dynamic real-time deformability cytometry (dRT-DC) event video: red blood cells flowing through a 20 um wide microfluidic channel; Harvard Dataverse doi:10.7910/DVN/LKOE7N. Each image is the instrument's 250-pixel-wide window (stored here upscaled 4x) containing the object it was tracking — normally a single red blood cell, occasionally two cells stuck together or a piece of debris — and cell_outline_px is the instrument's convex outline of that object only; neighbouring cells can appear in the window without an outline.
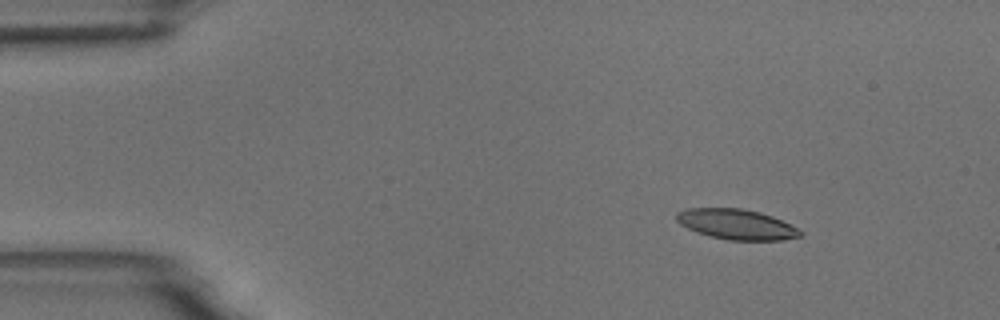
{"species": "common noctule bat (a hibernating species)", "species_latin": "Nyctalus noctula", "temperature_condition": "room temperature", "stored_images_in_passage": 6, "camera_frame_rate_fps": 3000, "um_per_image_px": 0.085, "animal": {"sex": "male", "body_mass_g": 18.8}, "frame": {"image": 1, "passage_image": 3, "time_ms": 2.333, "image_size_px": [1000, 320], "cell_outline_px": [[804, 236], [784, 240], [728, 240], [696, 232], [680, 224], [676, 220], [676, 212], [688, 208], [740, 208], [760, 212], [772, 216], [804, 232]], "centroid_in_image_um": [62.61, 19.07], "position_along_channel_um": 22.4, "area_um2": 21.79}}